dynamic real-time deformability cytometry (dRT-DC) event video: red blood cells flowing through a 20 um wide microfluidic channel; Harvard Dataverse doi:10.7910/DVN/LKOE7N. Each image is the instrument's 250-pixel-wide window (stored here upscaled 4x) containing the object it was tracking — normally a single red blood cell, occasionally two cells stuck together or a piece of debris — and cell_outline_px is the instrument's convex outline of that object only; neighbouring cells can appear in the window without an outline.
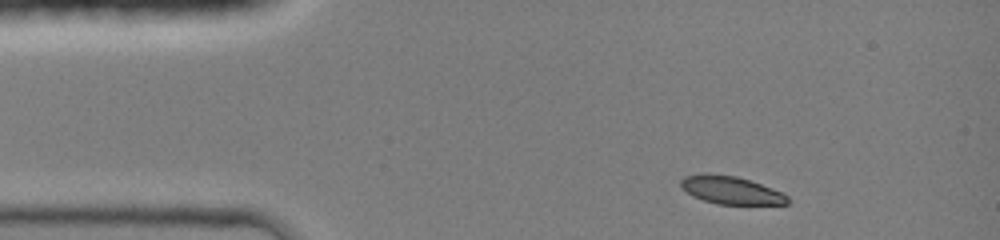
{"species": "common noctule bat (a hibernating species)", "species_latin": "Nyctalus noctula", "temperature_condition": "room temperature", "stored_images_in_passage": 37, "camera_frame_rate_fps": 3000, "um_per_image_px": 0.085, "animal": {"sex": "female", "body_mass_g": 19.0, "forearm_length_mm": 51.5}, "frame": {"image": 1, "passage_image": 1, "time_ms": 0.0, "image_size_px": [1000, 240], "cell_outline_px": [[788, 204], [716, 204], [692, 196], [680, 188], [680, 180], [684, 176], [704, 172], [708, 172], [736, 176], [784, 192], [788, 196]], "centroid_in_image_um": [62.08, 16.14], "position_along_channel_um": 22.9, "area_um2": 17.57}}
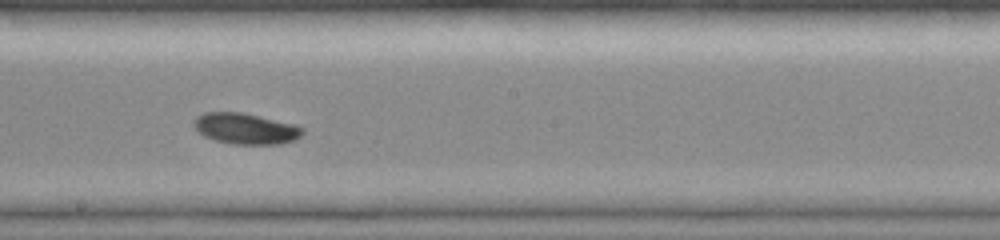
{"frame": {"image": 2, "passage_image": 20, "time_ms": 6.333, "image_size_px": [1000, 240], "cell_outline_px": [[304, 132], [296, 140], [280, 144], [232, 144], [216, 140], [204, 136], [196, 132], [192, 124], [192, 120], [196, 116], [204, 112], [240, 112], [296, 124], [304, 128]], "centroid_in_image_um": [20.85, 10.93], "position_along_channel_um": 227.3, "area_um2": 19.88}}
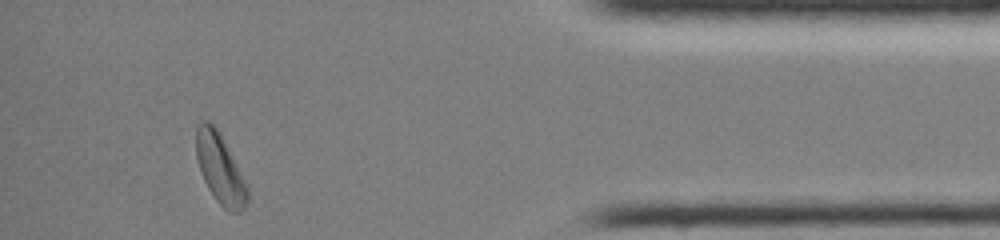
{"frame": {"image": 3, "passage_image": 36, "time_ms": 11.667, "image_size_px": [1000, 240], "cell_outline_px": [[248, 200], [244, 208], [240, 212], [228, 212], [216, 200], [208, 188], [200, 172], [196, 156], [196, 124], [200, 120], [208, 120], [216, 128], [248, 192]], "centroid_in_image_um": [18.63, 14.35], "position_along_channel_um": 416.6, "area_um2": 19.94}, "authors_computed_cell_mechanics": {"area_um2": 19.1896, "velocity_mm_per_s": 4.2082, "shape_relaxation_time_tau1_ms": 1.9929, "shape_relaxation_time_tau2_ms": null, "deformation_change_tau1": 0.1124, "deformation_change_tau2": null}}